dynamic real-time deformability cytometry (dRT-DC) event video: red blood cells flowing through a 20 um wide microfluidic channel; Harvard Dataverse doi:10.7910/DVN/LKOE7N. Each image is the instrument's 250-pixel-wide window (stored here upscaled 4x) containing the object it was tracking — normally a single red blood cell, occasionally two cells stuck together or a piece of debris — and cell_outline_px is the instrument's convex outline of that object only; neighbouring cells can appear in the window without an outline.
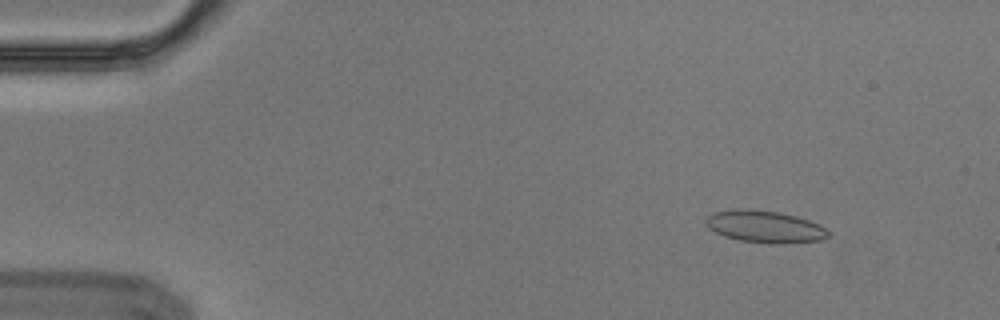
{"species": "Egyptian fruit bat (a non-hibernating species)", "species_latin": "Rousettus aegyptiacus", "temperature_condition": "cold", "stored_images_in_passage": 4, "camera_frame_rate_fps": 3000, "um_per_image_px": 0.085, "animal": {"sex": "male"}, "frame": {"image": 1, "passage_image": 2, "time_ms": 0.333, "image_size_px": [1000, 320], "cell_outline_px": [[832, 236], [820, 240], [784, 244], [772, 244], [740, 240], [724, 236], [708, 228], [704, 220], [712, 212], [736, 208], [740, 208], [776, 212], [796, 216], [820, 224], [832, 232]], "centroid_in_image_um": [65.04, 19.27], "position_along_channel_um": 20.0, "area_um2": 23.12}}